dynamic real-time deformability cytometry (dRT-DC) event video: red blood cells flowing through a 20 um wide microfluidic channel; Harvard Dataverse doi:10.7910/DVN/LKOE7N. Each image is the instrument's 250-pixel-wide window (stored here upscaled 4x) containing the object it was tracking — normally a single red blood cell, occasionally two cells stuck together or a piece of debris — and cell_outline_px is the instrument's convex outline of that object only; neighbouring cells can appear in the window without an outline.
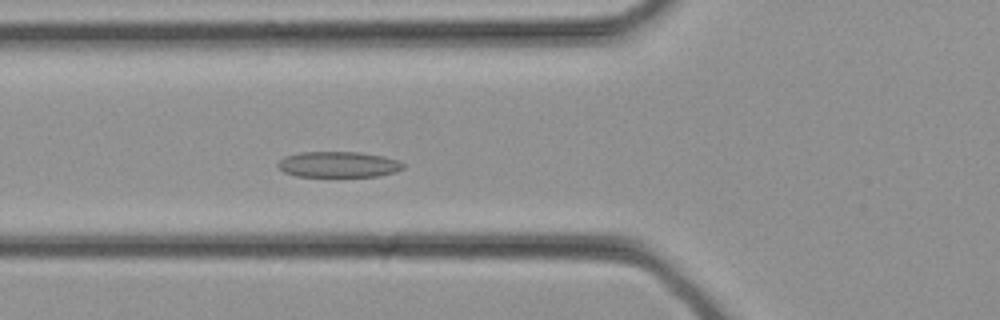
{"species": "common noctule bat (a hibernating species)", "species_latin": "Nyctalus noctula", "temperature_condition": "cold", "stored_images_in_passage": 25, "camera_frame_rate_fps": 3000, "um_per_image_px": 0.085, "animal": {"sex": "female", "body_mass_g": 21.9}, "frame": {"image": 1, "passage_image": 4, "time_ms": 1.0, "image_size_px": [1000, 320], "cell_outline_px": [[404, 168], [396, 172], [380, 176], [296, 176], [284, 172], [276, 164], [284, 156], [300, 152], [360, 152], [384, 156], [396, 160], [404, 164]], "centroid_in_image_um": [28.77, 13.97], "position_along_channel_um": 97.0, "area_um2": 18.84}}
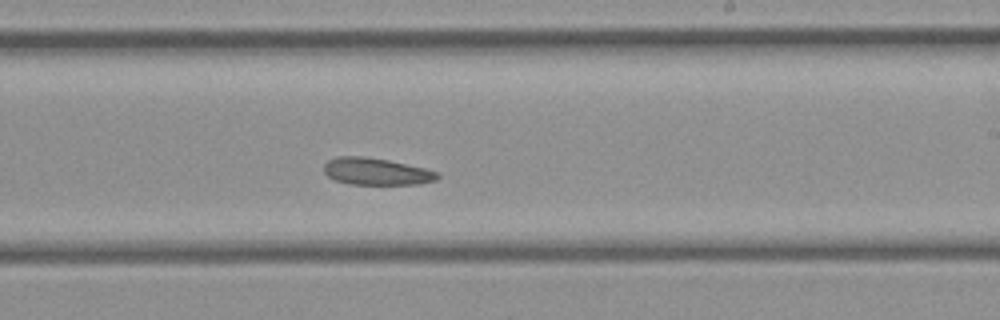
{"frame": {"image": 2, "passage_image": 12, "time_ms": 3.667, "image_size_px": [1000, 320], "cell_outline_px": [[440, 176], [436, 180], [420, 184], [348, 184], [336, 180], [328, 176], [324, 172], [324, 164], [328, 160], [336, 156], [364, 156], [388, 160], [424, 168], [440, 172]], "centroid_in_image_um": [31.99, 14.57], "position_along_channel_um": 257.0, "area_um2": 17.92}}
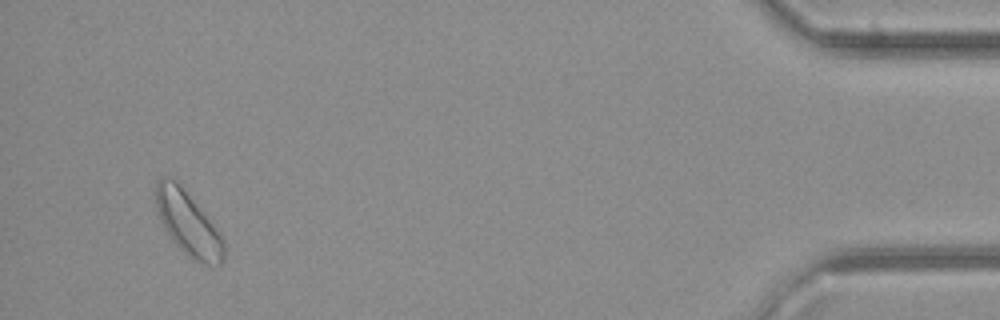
{"frame": {"image": 3, "passage_image": 24, "time_ms": 7.667, "image_size_px": [1000, 320], "cell_outline_px": [[224, 260], [220, 264], [204, 264], [192, 260], [172, 240], [164, 228], [156, 212], [156, 180], [164, 176], [172, 176], [180, 184], [212, 224], [220, 236], [224, 244]], "centroid_in_image_um": [15.93, 18.97], "position_along_channel_um": 419.3, "area_um2": 24.91}}